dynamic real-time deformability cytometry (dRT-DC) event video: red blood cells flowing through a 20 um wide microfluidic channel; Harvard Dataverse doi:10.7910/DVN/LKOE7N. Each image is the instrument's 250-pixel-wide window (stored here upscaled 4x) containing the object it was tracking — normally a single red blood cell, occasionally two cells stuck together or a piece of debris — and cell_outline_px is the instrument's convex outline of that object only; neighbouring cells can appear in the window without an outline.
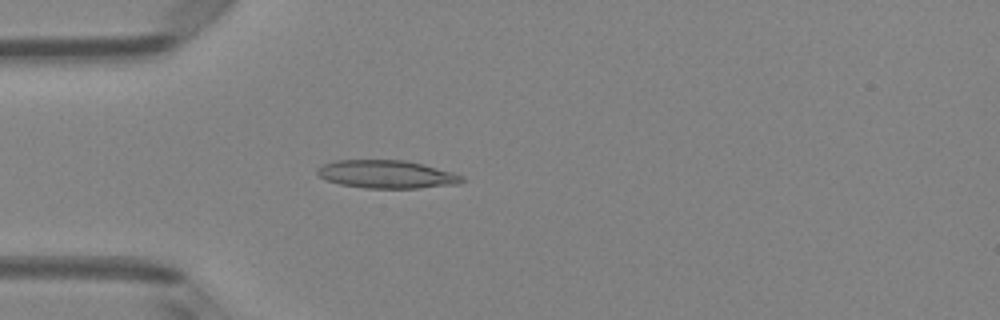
{"species": "Egyptian fruit bat (a non-hibernating species)", "species_latin": "Rousettus aegyptiacus", "temperature_condition": "room temperature", "stored_images_in_passage": 1, "camera_frame_rate_fps": 3000, "um_per_image_px": 0.085, "animal": {"sex": "female"}, "frame": {"image": 1, "passage_image": 1, "time_ms": 0.0, "image_size_px": [1000, 320], "cell_outline_px": [[464, 180], [460, 184], [420, 188], [364, 188], [340, 184], [328, 180], [320, 176], [316, 172], [316, 168], [324, 164], [336, 160], [404, 160], [424, 164], [452, 172], [464, 176]], "centroid_in_image_um": [32.9, 14.81], "position_along_channel_um": 52.1, "area_um2": 23.7}}